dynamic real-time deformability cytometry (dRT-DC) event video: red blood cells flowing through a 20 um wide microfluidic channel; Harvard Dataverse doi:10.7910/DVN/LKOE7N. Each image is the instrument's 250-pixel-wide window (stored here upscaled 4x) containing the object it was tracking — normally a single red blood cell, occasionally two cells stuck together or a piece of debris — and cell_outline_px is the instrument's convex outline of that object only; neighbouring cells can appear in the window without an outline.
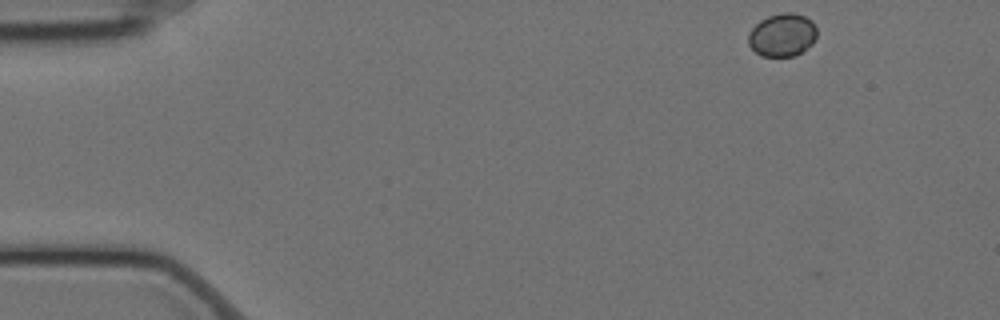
{"species": "Egyptian fruit bat (a non-hibernating species)", "species_latin": "Rousettus aegyptiacus", "temperature_condition": "cold", "stored_images_in_passage": 53, "camera_frame_rate_fps": 3000, "um_per_image_px": 0.085, "animal": {"sex": "female"}, "frame": {"image": 1, "passage_image": 1, "time_ms": 0.0, "image_size_px": [1000, 320], "cell_outline_px": [[816, 40], [812, 44], [796, 56], [760, 56], [748, 44], [748, 36], [752, 28], [760, 20], [768, 16], [784, 12], [792, 12], [804, 16], [812, 20], [816, 28]], "centroid_in_image_um": [66.51, 2.97], "position_along_channel_um": 18.5, "area_um2": 17.28}}
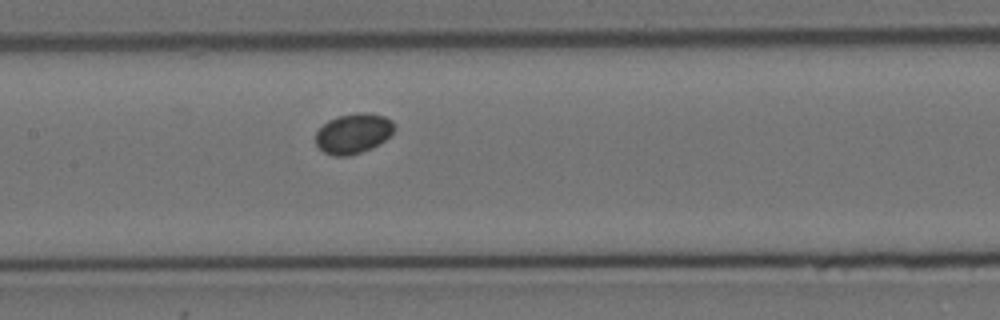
{"frame": {"image": 2, "passage_image": 23, "time_ms": 7.333, "image_size_px": [1000, 320], "cell_outline_px": [[396, 128], [384, 140], [372, 148], [348, 156], [336, 156], [324, 152], [316, 144], [316, 132], [328, 120], [340, 116], [356, 112], [368, 112], [384, 116], [392, 120], [396, 124]], "centroid_in_image_um": [30.06, 11.33], "position_along_channel_um": 177.3, "area_um2": 18.32}}
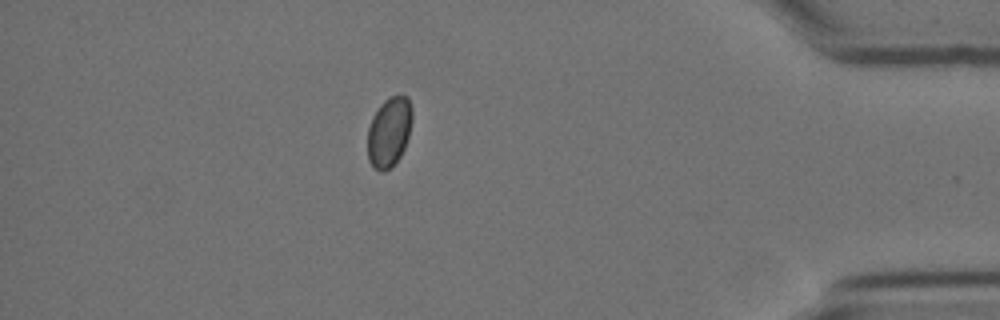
{"frame": {"image": 3, "passage_image": 46, "time_ms": 15.0, "image_size_px": [1000, 320], "cell_outline_px": [[412, 120], [408, 136], [404, 148], [400, 156], [384, 172], [380, 172], [372, 168], [368, 160], [368, 128], [372, 116], [380, 104], [388, 96], [400, 92], [408, 96], [412, 108]], "centroid_in_image_um": [33.07, 11.15], "position_along_channel_um": 402.1, "area_um2": 18.5}}